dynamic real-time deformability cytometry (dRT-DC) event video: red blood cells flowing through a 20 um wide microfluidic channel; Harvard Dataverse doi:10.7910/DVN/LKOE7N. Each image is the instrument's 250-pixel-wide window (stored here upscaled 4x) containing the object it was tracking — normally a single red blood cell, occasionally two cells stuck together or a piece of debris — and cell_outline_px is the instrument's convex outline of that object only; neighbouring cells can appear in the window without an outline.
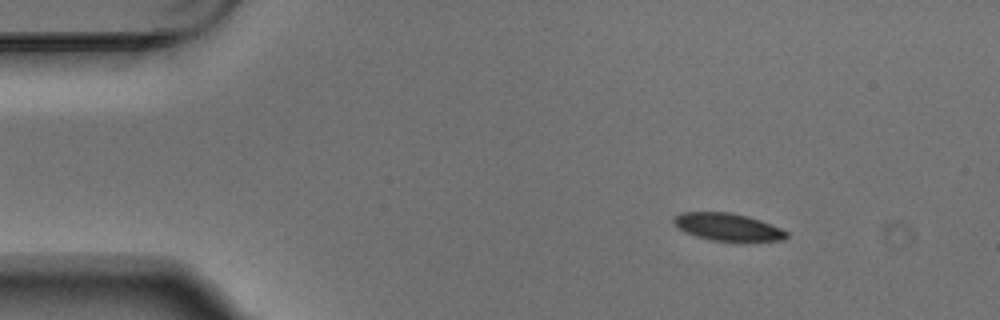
{"species": "Egyptian fruit bat (a non-hibernating species)", "species_latin": "Rousettus aegyptiacus", "temperature_condition": "warm", "stored_images_in_passage": 3, "camera_frame_rate_fps": 3000, "um_per_image_px": 0.085, "animal": {"sex": "male"}, "frame": {"image": 1, "passage_image": 1, "time_ms": 0.0, "image_size_px": [1000, 320], "cell_outline_px": [[788, 236], [784, 240], [744, 244], [712, 240], [696, 236], [684, 232], [676, 228], [672, 220], [680, 212], [732, 212], [748, 216], [760, 220], [780, 228], [788, 232]], "centroid_in_image_um": [61.9, 19.34], "position_along_channel_um": 23.1, "area_um2": 18.9}}